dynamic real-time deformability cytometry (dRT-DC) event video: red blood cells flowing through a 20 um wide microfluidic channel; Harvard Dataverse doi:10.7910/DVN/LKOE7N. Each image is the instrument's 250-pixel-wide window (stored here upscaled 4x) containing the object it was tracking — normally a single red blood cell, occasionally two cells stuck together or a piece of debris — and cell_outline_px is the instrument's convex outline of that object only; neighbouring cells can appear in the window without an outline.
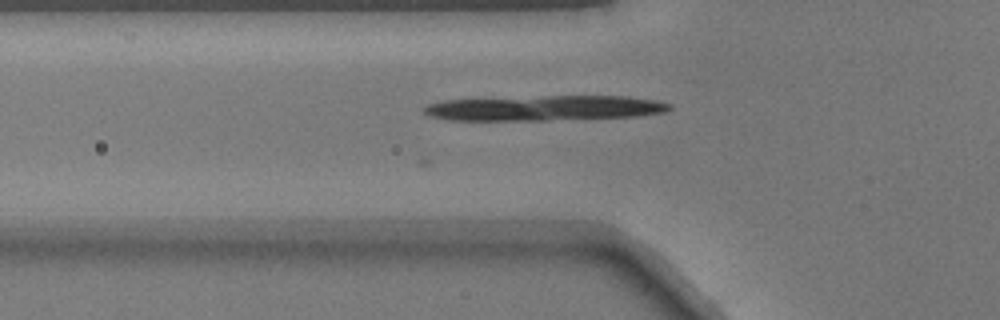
{"species": "common noctule bat (a hibernating species)", "species_latin": "Nyctalus noctula", "temperature_condition": "warm", "stored_images_in_passage": 27, "camera_frame_rate_fps": 3000, "um_per_image_px": 0.085, "animal": {"sex": "male", "body_mass_g": 17.9}, "frame": {"image": 1, "passage_image": 2, "time_ms": 0.333, "image_size_px": [1000, 320], "cell_outline_px": [[672, 108], [668, 112], [632, 116], [544, 120], [448, 120], [432, 116], [424, 112], [420, 108], [428, 104], [440, 100], [540, 96], [628, 96], [656, 100], [672, 104]], "centroid_in_image_um": [46.27, 9.17], "position_along_channel_um": 79.5, "area_um2": 36.07}}
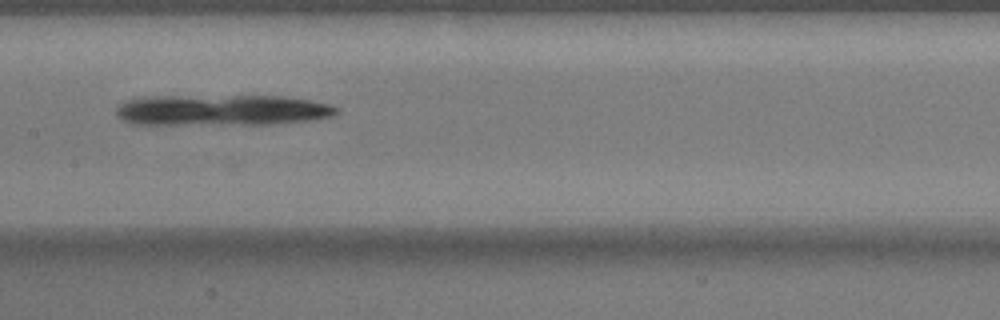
{"frame": {"image": 2, "passage_image": 10, "time_ms": 3.0, "image_size_px": [1000, 320], "cell_outline_px": [[336, 112], [332, 116], [308, 120], [264, 124], [136, 124], [124, 120], [116, 116], [116, 108], [124, 100], [144, 96], [284, 96], [312, 100], [328, 104], [336, 108]], "centroid_in_image_um": [18.78, 9.35], "position_along_channel_um": 188.6, "area_um2": 39.59}}
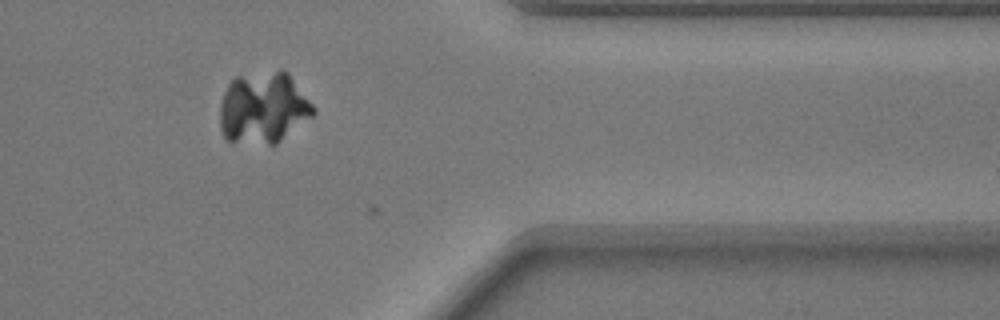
{"frame": {"image": 3, "passage_image": 26, "time_ms": 8.333, "image_size_px": [1000, 320], "cell_outline_px": [[316, 112], [312, 116], [276, 144], [268, 144], [224, 140], [220, 128], [220, 104], [224, 92], [228, 84], [236, 76], [276, 72], [288, 72], [316, 108]], "centroid_in_image_um": [22.38, 9.19], "position_along_channel_um": 389.0, "area_um2": 38.61}}